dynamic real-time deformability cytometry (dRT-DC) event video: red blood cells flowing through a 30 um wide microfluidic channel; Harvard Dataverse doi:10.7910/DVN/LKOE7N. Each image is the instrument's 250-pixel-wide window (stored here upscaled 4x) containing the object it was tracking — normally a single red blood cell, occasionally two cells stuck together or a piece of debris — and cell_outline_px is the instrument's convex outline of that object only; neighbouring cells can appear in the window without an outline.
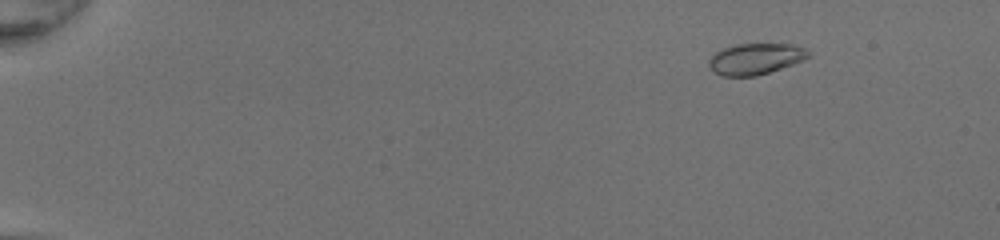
{"species": "common noctule bat (a hibernating species)", "species_latin": "Nyctalus noctula", "temperature_condition": "room temperature", "stored_images_in_passage": 52, "camera_frame_rate_fps": 3000, "um_per_image_px": 0.085, "animal": {"sex": "female", "body_mass_g": 20.0, "forearm_length_mm": 54.0}, "frame": {"image": 1, "passage_image": 8, "time_ms": 2.333, "image_size_px": [1000, 240], "cell_outline_px": [[812, 56], [804, 60], [756, 76], [724, 76], [716, 72], [708, 64], [708, 60], [720, 48], [736, 44], [792, 44], [804, 48], [812, 52]], "centroid_in_image_um": [64.25, 4.98], "position_along_channel_um": 20.8, "area_um2": 18.03}}
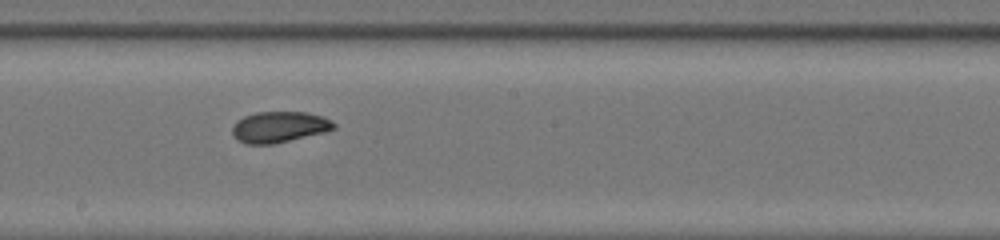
{"frame": {"image": 2, "passage_image": 32, "time_ms": 10.333, "image_size_px": [1000, 240], "cell_outline_px": [[336, 128], [324, 132], [272, 144], [244, 144], [236, 140], [232, 136], [232, 128], [236, 120], [244, 116], [256, 112], [308, 112], [324, 116], [336, 124]], "centroid_in_image_um": [23.7, 10.79], "position_along_channel_um": 224.5, "area_um2": 18.5}}
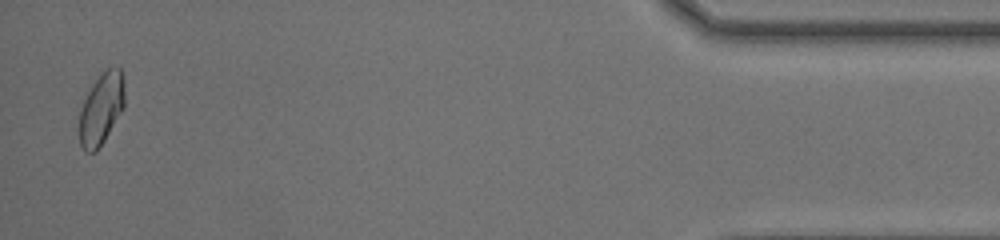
{"frame": {"image": 3, "passage_image": 51, "time_ms": 16.667, "image_size_px": [1000, 240], "cell_outline_px": [[124, 108], [104, 140], [96, 152], [84, 152], [80, 144], [80, 108], [92, 84], [104, 68], [120, 68], [124, 76]], "centroid_in_image_um": [8.62, 9.22], "position_along_channel_um": 426.6, "area_um2": 18.96}, "authors_computed_cell_mechanics": {"area_um2": 18.4671, "velocity_mm_per_s": 4.315, "shape_relaxation_time_tau1_ms": 4.256, "shape_relaxation_time_tau2_ms": 1.3129, "deformation_change_tau1": 0.1252, "deformation_change_tau2": 0.056}}